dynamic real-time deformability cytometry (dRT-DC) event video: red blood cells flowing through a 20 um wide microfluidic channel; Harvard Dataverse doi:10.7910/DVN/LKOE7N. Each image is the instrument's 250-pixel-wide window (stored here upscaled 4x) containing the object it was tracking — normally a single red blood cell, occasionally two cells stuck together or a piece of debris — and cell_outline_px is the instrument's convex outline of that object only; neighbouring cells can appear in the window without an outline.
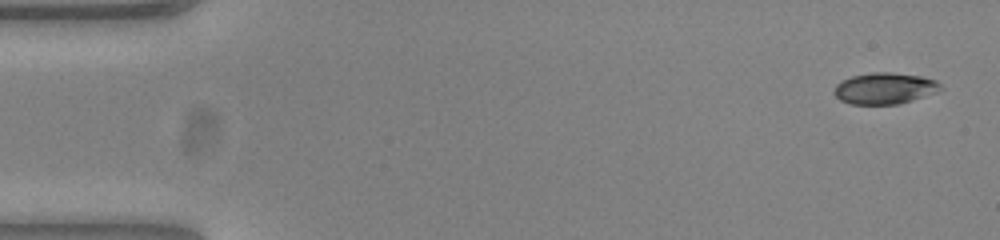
{"species": "common noctule bat (a hibernating species)", "species_latin": "Nyctalus noctula", "temperature_condition": "warm", "stored_images_in_passage": 52, "camera_frame_rate_fps": 3000, "um_per_image_px": 0.085, "animal": {"sex": "female", "body_mass_g": 23.0, "forearm_length_mm": 53.4}, "frame": {"image": 1, "passage_image": 1, "time_ms": 0.0, "image_size_px": [1000, 240], "cell_outline_px": [[944, 88], [936, 92], [900, 104], [852, 104], [840, 100], [832, 92], [836, 84], [840, 80], [852, 76], [872, 72], [888, 72], [920, 76], [936, 80]], "centroid_in_image_um": [75.17, 7.51], "position_along_channel_um": 9.8, "area_um2": 19.48}}
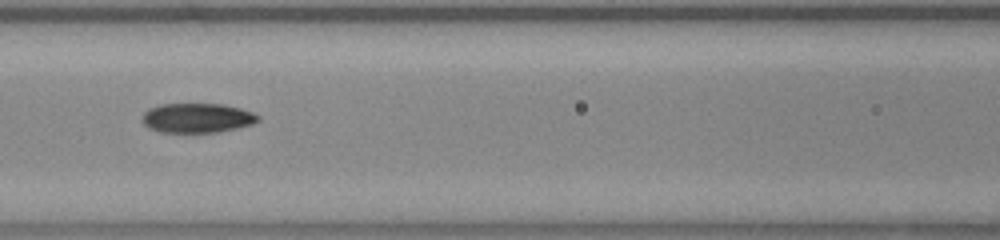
{"frame": {"image": 2, "passage_image": 22, "time_ms": 7.0, "image_size_px": [1000, 240], "cell_outline_px": [[260, 120], [252, 124], [236, 128], [216, 132], [160, 132], [148, 128], [140, 120], [140, 116], [148, 108], [160, 104], [224, 104], [240, 108], [252, 112], [260, 116]], "centroid_in_image_um": [16.71, 10.02], "position_along_channel_um": 149.9, "area_um2": 20.11}}
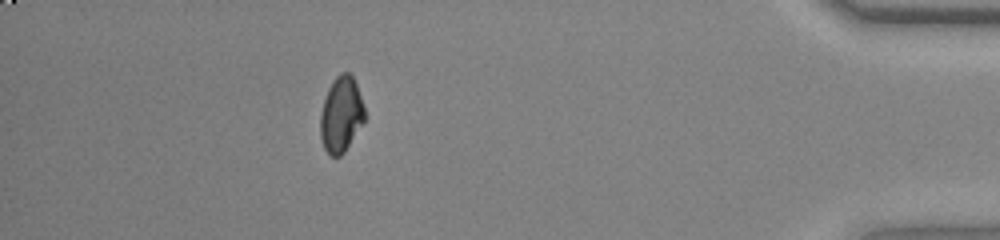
{"frame": {"image": 3, "passage_image": 46, "time_ms": 15.0, "image_size_px": [1000, 240], "cell_outline_px": [[364, 120], [344, 152], [340, 156], [328, 156], [324, 148], [320, 136], [320, 112], [328, 88], [332, 80], [340, 72], [348, 72], [352, 76], [356, 84], [364, 104]], "centroid_in_image_um": [28.97, 9.72], "position_along_channel_um": 406.2, "area_um2": 19.48}, "authors_computed_cell_mechanics": {"area_um2": 19.8832, "velocity_mm_per_s": 3.8771, "shape_relaxation_time_tau1_ms": null, "shape_relaxation_time_tau2_ms": 5.2525, "deformation_change_tau1": null, "deformation_change_tau2": 0.078}}